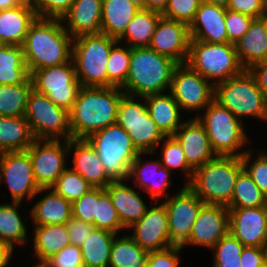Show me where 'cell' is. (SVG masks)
I'll return each instance as SVG.
<instances>
[{
  "mask_svg": "<svg viewBox=\"0 0 267 267\" xmlns=\"http://www.w3.org/2000/svg\"><path fill=\"white\" fill-rule=\"evenodd\" d=\"M30 267H44L42 264H33L32 266Z\"/></svg>",
  "mask_w": 267,
  "mask_h": 267,
  "instance_id": "obj_66",
  "label": "cell"
},
{
  "mask_svg": "<svg viewBox=\"0 0 267 267\" xmlns=\"http://www.w3.org/2000/svg\"><path fill=\"white\" fill-rule=\"evenodd\" d=\"M25 119L34 139H72L69 112L34 89L28 99Z\"/></svg>",
  "mask_w": 267,
  "mask_h": 267,
  "instance_id": "obj_11",
  "label": "cell"
},
{
  "mask_svg": "<svg viewBox=\"0 0 267 267\" xmlns=\"http://www.w3.org/2000/svg\"><path fill=\"white\" fill-rule=\"evenodd\" d=\"M44 267H84L81 249L75 245H67L59 253L51 256L43 264Z\"/></svg>",
  "mask_w": 267,
  "mask_h": 267,
  "instance_id": "obj_51",
  "label": "cell"
},
{
  "mask_svg": "<svg viewBox=\"0 0 267 267\" xmlns=\"http://www.w3.org/2000/svg\"><path fill=\"white\" fill-rule=\"evenodd\" d=\"M33 231V250L38 260L34 264H43L71 244L65 224L34 225Z\"/></svg>",
  "mask_w": 267,
  "mask_h": 267,
  "instance_id": "obj_31",
  "label": "cell"
},
{
  "mask_svg": "<svg viewBox=\"0 0 267 267\" xmlns=\"http://www.w3.org/2000/svg\"><path fill=\"white\" fill-rule=\"evenodd\" d=\"M124 94L120 87L82 86L69 111L72 139H87L92 133L115 124Z\"/></svg>",
  "mask_w": 267,
  "mask_h": 267,
  "instance_id": "obj_1",
  "label": "cell"
},
{
  "mask_svg": "<svg viewBox=\"0 0 267 267\" xmlns=\"http://www.w3.org/2000/svg\"><path fill=\"white\" fill-rule=\"evenodd\" d=\"M203 2L227 7L230 0H202Z\"/></svg>",
  "mask_w": 267,
  "mask_h": 267,
  "instance_id": "obj_60",
  "label": "cell"
},
{
  "mask_svg": "<svg viewBox=\"0 0 267 267\" xmlns=\"http://www.w3.org/2000/svg\"><path fill=\"white\" fill-rule=\"evenodd\" d=\"M181 246H171L164 250L152 251L148 253L146 265L147 267H180Z\"/></svg>",
  "mask_w": 267,
  "mask_h": 267,
  "instance_id": "obj_52",
  "label": "cell"
},
{
  "mask_svg": "<svg viewBox=\"0 0 267 267\" xmlns=\"http://www.w3.org/2000/svg\"><path fill=\"white\" fill-rule=\"evenodd\" d=\"M14 252L11 247L0 243V267H8Z\"/></svg>",
  "mask_w": 267,
  "mask_h": 267,
  "instance_id": "obj_57",
  "label": "cell"
},
{
  "mask_svg": "<svg viewBox=\"0 0 267 267\" xmlns=\"http://www.w3.org/2000/svg\"><path fill=\"white\" fill-rule=\"evenodd\" d=\"M244 245L230 233L222 237L213 250L212 267H241L240 256Z\"/></svg>",
  "mask_w": 267,
  "mask_h": 267,
  "instance_id": "obj_45",
  "label": "cell"
},
{
  "mask_svg": "<svg viewBox=\"0 0 267 267\" xmlns=\"http://www.w3.org/2000/svg\"><path fill=\"white\" fill-rule=\"evenodd\" d=\"M264 249H265V258H266V266H267V241L265 243Z\"/></svg>",
  "mask_w": 267,
  "mask_h": 267,
  "instance_id": "obj_65",
  "label": "cell"
},
{
  "mask_svg": "<svg viewBox=\"0 0 267 267\" xmlns=\"http://www.w3.org/2000/svg\"><path fill=\"white\" fill-rule=\"evenodd\" d=\"M240 260L241 267H265V249L264 247L244 246Z\"/></svg>",
  "mask_w": 267,
  "mask_h": 267,
  "instance_id": "obj_55",
  "label": "cell"
},
{
  "mask_svg": "<svg viewBox=\"0 0 267 267\" xmlns=\"http://www.w3.org/2000/svg\"><path fill=\"white\" fill-rule=\"evenodd\" d=\"M94 227L114 234H118L123 231V229L125 230L112 203L111 197L105 188H99V199L96 215L94 216Z\"/></svg>",
  "mask_w": 267,
  "mask_h": 267,
  "instance_id": "obj_44",
  "label": "cell"
},
{
  "mask_svg": "<svg viewBox=\"0 0 267 267\" xmlns=\"http://www.w3.org/2000/svg\"><path fill=\"white\" fill-rule=\"evenodd\" d=\"M2 182L7 184L12 202L36 199L40 187L34 178L27 151L0 153V184Z\"/></svg>",
  "mask_w": 267,
  "mask_h": 267,
  "instance_id": "obj_15",
  "label": "cell"
},
{
  "mask_svg": "<svg viewBox=\"0 0 267 267\" xmlns=\"http://www.w3.org/2000/svg\"><path fill=\"white\" fill-rule=\"evenodd\" d=\"M51 188L58 195L73 203L93 187L71 167H67Z\"/></svg>",
  "mask_w": 267,
  "mask_h": 267,
  "instance_id": "obj_43",
  "label": "cell"
},
{
  "mask_svg": "<svg viewBox=\"0 0 267 267\" xmlns=\"http://www.w3.org/2000/svg\"><path fill=\"white\" fill-rule=\"evenodd\" d=\"M161 18L162 15L159 12L139 9L127 25L124 34L117 41L121 45H125L122 42L126 40V45L131 48L148 47Z\"/></svg>",
  "mask_w": 267,
  "mask_h": 267,
  "instance_id": "obj_35",
  "label": "cell"
},
{
  "mask_svg": "<svg viewBox=\"0 0 267 267\" xmlns=\"http://www.w3.org/2000/svg\"><path fill=\"white\" fill-rule=\"evenodd\" d=\"M178 64L150 47L131 48V61L125 84L126 95L145 97L170 90L172 74Z\"/></svg>",
  "mask_w": 267,
  "mask_h": 267,
  "instance_id": "obj_3",
  "label": "cell"
},
{
  "mask_svg": "<svg viewBox=\"0 0 267 267\" xmlns=\"http://www.w3.org/2000/svg\"><path fill=\"white\" fill-rule=\"evenodd\" d=\"M255 18L226 9L225 26L228 35V43L236 44L248 31Z\"/></svg>",
  "mask_w": 267,
  "mask_h": 267,
  "instance_id": "obj_49",
  "label": "cell"
},
{
  "mask_svg": "<svg viewBox=\"0 0 267 267\" xmlns=\"http://www.w3.org/2000/svg\"><path fill=\"white\" fill-rule=\"evenodd\" d=\"M19 5L16 0H0V10L11 9Z\"/></svg>",
  "mask_w": 267,
  "mask_h": 267,
  "instance_id": "obj_59",
  "label": "cell"
},
{
  "mask_svg": "<svg viewBox=\"0 0 267 267\" xmlns=\"http://www.w3.org/2000/svg\"><path fill=\"white\" fill-rule=\"evenodd\" d=\"M229 233V209L225 205L204 204L198 212L189 239L181 246H199L211 250Z\"/></svg>",
  "mask_w": 267,
  "mask_h": 267,
  "instance_id": "obj_18",
  "label": "cell"
},
{
  "mask_svg": "<svg viewBox=\"0 0 267 267\" xmlns=\"http://www.w3.org/2000/svg\"><path fill=\"white\" fill-rule=\"evenodd\" d=\"M261 19L263 20L266 31H267V16H261Z\"/></svg>",
  "mask_w": 267,
  "mask_h": 267,
  "instance_id": "obj_64",
  "label": "cell"
},
{
  "mask_svg": "<svg viewBox=\"0 0 267 267\" xmlns=\"http://www.w3.org/2000/svg\"><path fill=\"white\" fill-rule=\"evenodd\" d=\"M251 147L241 157L243 168L258 188L267 196V152L259 149L254 156Z\"/></svg>",
  "mask_w": 267,
  "mask_h": 267,
  "instance_id": "obj_46",
  "label": "cell"
},
{
  "mask_svg": "<svg viewBox=\"0 0 267 267\" xmlns=\"http://www.w3.org/2000/svg\"><path fill=\"white\" fill-rule=\"evenodd\" d=\"M116 235L95 228L80 247L84 267H109L111 247Z\"/></svg>",
  "mask_w": 267,
  "mask_h": 267,
  "instance_id": "obj_36",
  "label": "cell"
},
{
  "mask_svg": "<svg viewBox=\"0 0 267 267\" xmlns=\"http://www.w3.org/2000/svg\"><path fill=\"white\" fill-rule=\"evenodd\" d=\"M21 5H34L35 0H16Z\"/></svg>",
  "mask_w": 267,
  "mask_h": 267,
  "instance_id": "obj_63",
  "label": "cell"
},
{
  "mask_svg": "<svg viewBox=\"0 0 267 267\" xmlns=\"http://www.w3.org/2000/svg\"><path fill=\"white\" fill-rule=\"evenodd\" d=\"M225 12L226 7L202 1L189 26L191 40L206 43H228Z\"/></svg>",
  "mask_w": 267,
  "mask_h": 267,
  "instance_id": "obj_24",
  "label": "cell"
},
{
  "mask_svg": "<svg viewBox=\"0 0 267 267\" xmlns=\"http://www.w3.org/2000/svg\"><path fill=\"white\" fill-rule=\"evenodd\" d=\"M203 111L196 117L205 127L213 152L217 156L242 157L247 151L242 148L249 140L251 143L244 122L215 100Z\"/></svg>",
  "mask_w": 267,
  "mask_h": 267,
  "instance_id": "obj_6",
  "label": "cell"
},
{
  "mask_svg": "<svg viewBox=\"0 0 267 267\" xmlns=\"http://www.w3.org/2000/svg\"><path fill=\"white\" fill-rule=\"evenodd\" d=\"M267 205V196L254 183L251 176L243 168L234 187L228 208H250Z\"/></svg>",
  "mask_w": 267,
  "mask_h": 267,
  "instance_id": "obj_40",
  "label": "cell"
},
{
  "mask_svg": "<svg viewBox=\"0 0 267 267\" xmlns=\"http://www.w3.org/2000/svg\"><path fill=\"white\" fill-rule=\"evenodd\" d=\"M117 42L102 33L73 39L72 60L82 86L107 87V61Z\"/></svg>",
  "mask_w": 267,
  "mask_h": 267,
  "instance_id": "obj_7",
  "label": "cell"
},
{
  "mask_svg": "<svg viewBox=\"0 0 267 267\" xmlns=\"http://www.w3.org/2000/svg\"><path fill=\"white\" fill-rule=\"evenodd\" d=\"M103 0H75L62 17L65 30L74 39L81 35L100 34Z\"/></svg>",
  "mask_w": 267,
  "mask_h": 267,
  "instance_id": "obj_25",
  "label": "cell"
},
{
  "mask_svg": "<svg viewBox=\"0 0 267 267\" xmlns=\"http://www.w3.org/2000/svg\"><path fill=\"white\" fill-rule=\"evenodd\" d=\"M34 140L25 116H0V153L26 151Z\"/></svg>",
  "mask_w": 267,
  "mask_h": 267,
  "instance_id": "obj_34",
  "label": "cell"
},
{
  "mask_svg": "<svg viewBox=\"0 0 267 267\" xmlns=\"http://www.w3.org/2000/svg\"><path fill=\"white\" fill-rule=\"evenodd\" d=\"M33 83L29 77L25 82L16 85H0V116H25Z\"/></svg>",
  "mask_w": 267,
  "mask_h": 267,
  "instance_id": "obj_39",
  "label": "cell"
},
{
  "mask_svg": "<svg viewBox=\"0 0 267 267\" xmlns=\"http://www.w3.org/2000/svg\"><path fill=\"white\" fill-rule=\"evenodd\" d=\"M73 38L61 19L40 18L31 24L22 45L28 72L72 60Z\"/></svg>",
  "mask_w": 267,
  "mask_h": 267,
  "instance_id": "obj_2",
  "label": "cell"
},
{
  "mask_svg": "<svg viewBox=\"0 0 267 267\" xmlns=\"http://www.w3.org/2000/svg\"><path fill=\"white\" fill-rule=\"evenodd\" d=\"M144 155L155 156L154 153H140L130 165L127 181H134V187L147 192L154 202L167 199L169 195L166 191L172 186L171 171L162 165L160 158L145 161Z\"/></svg>",
  "mask_w": 267,
  "mask_h": 267,
  "instance_id": "obj_19",
  "label": "cell"
},
{
  "mask_svg": "<svg viewBox=\"0 0 267 267\" xmlns=\"http://www.w3.org/2000/svg\"><path fill=\"white\" fill-rule=\"evenodd\" d=\"M226 9L258 19L261 18L262 0H230Z\"/></svg>",
  "mask_w": 267,
  "mask_h": 267,
  "instance_id": "obj_54",
  "label": "cell"
},
{
  "mask_svg": "<svg viewBox=\"0 0 267 267\" xmlns=\"http://www.w3.org/2000/svg\"><path fill=\"white\" fill-rule=\"evenodd\" d=\"M162 142L160 148L162 157H159L162 165L169 171L170 169L183 171L186 177L183 185H187L192 179L194 169L188 164L181 145L173 136H166Z\"/></svg>",
  "mask_w": 267,
  "mask_h": 267,
  "instance_id": "obj_42",
  "label": "cell"
},
{
  "mask_svg": "<svg viewBox=\"0 0 267 267\" xmlns=\"http://www.w3.org/2000/svg\"><path fill=\"white\" fill-rule=\"evenodd\" d=\"M261 16H267V0H262Z\"/></svg>",
  "mask_w": 267,
  "mask_h": 267,
  "instance_id": "obj_62",
  "label": "cell"
},
{
  "mask_svg": "<svg viewBox=\"0 0 267 267\" xmlns=\"http://www.w3.org/2000/svg\"><path fill=\"white\" fill-rule=\"evenodd\" d=\"M169 0H146V9L162 13Z\"/></svg>",
  "mask_w": 267,
  "mask_h": 267,
  "instance_id": "obj_58",
  "label": "cell"
},
{
  "mask_svg": "<svg viewBox=\"0 0 267 267\" xmlns=\"http://www.w3.org/2000/svg\"><path fill=\"white\" fill-rule=\"evenodd\" d=\"M139 9H146V0H130Z\"/></svg>",
  "mask_w": 267,
  "mask_h": 267,
  "instance_id": "obj_61",
  "label": "cell"
},
{
  "mask_svg": "<svg viewBox=\"0 0 267 267\" xmlns=\"http://www.w3.org/2000/svg\"><path fill=\"white\" fill-rule=\"evenodd\" d=\"M98 199L99 188H91L86 194L72 203V217L94 226Z\"/></svg>",
  "mask_w": 267,
  "mask_h": 267,
  "instance_id": "obj_48",
  "label": "cell"
},
{
  "mask_svg": "<svg viewBox=\"0 0 267 267\" xmlns=\"http://www.w3.org/2000/svg\"><path fill=\"white\" fill-rule=\"evenodd\" d=\"M243 169L241 157L216 156L194 169L187 186L205 203L227 206Z\"/></svg>",
  "mask_w": 267,
  "mask_h": 267,
  "instance_id": "obj_4",
  "label": "cell"
},
{
  "mask_svg": "<svg viewBox=\"0 0 267 267\" xmlns=\"http://www.w3.org/2000/svg\"><path fill=\"white\" fill-rule=\"evenodd\" d=\"M173 137L181 145L185 158L193 169L217 156L211 148L205 127L197 117L185 120Z\"/></svg>",
  "mask_w": 267,
  "mask_h": 267,
  "instance_id": "obj_23",
  "label": "cell"
},
{
  "mask_svg": "<svg viewBox=\"0 0 267 267\" xmlns=\"http://www.w3.org/2000/svg\"><path fill=\"white\" fill-rule=\"evenodd\" d=\"M29 77L22 46L0 45V85H16Z\"/></svg>",
  "mask_w": 267,
  "mask_h": 267,
  "instance_id": "obj_37",
  "label": "cell"
},
{
  "mask_svg": "<svg viewBox=\"0 0 267 267\" xmlns=\"http://www.w3.org/2000/svg\"><path fill=\"white\" fill-rule=\"evenodd\" d=\"M71 168L93 188H106L113 180L108 176L95 148L87 139H69ZM73 151V152H72Z\"/></svg>",
  "mask_w": 267,
  "mask_h": 267,
  "instance_id": "obj_22",
  "label": "cell"
},
{
  "mask_svg": "<svg viewBox=\"0 0 267 267\" xmlns=\"http://www.w3.org/2000/svg\"><path fill=\"white\" fill-rule=\"evenodd\" d=\"M214 100L242 122L244 117H252L267 123V100L249 70L215 84Z\"/></svg>",
  "mask_w": 267,
  "mask_h": 267,
  "instance_id": "obj_5",
  "label": "cell"
},
{
  "mask_svg": "<svg viewBox=\"0 0 267 267\" xmlns=\"http://www.w3.org/2000/svg\"><path fill=\"white\" fill-rule=\"evenodd\" d=\"M69 240L72 245L81 247L95 229V227L82 220L71 217V219L65 224Z\"/></svg>",
  "mask_w": 267,
  "mask_h": 267,
  "instance_id": "obj_53",
  "label": "cell"
},
{
  "mask_svg": "<svg viewBox=\"0 0 267 267\" xmlns=\"http://www.w3.org/2000/svg\"><path fill=\"white\" fill-rule=\"evenodd\" d=\"M138 10L130 0H103L101 33L118 40Z\"/></svg>",
  "mask_w": 267,
  "mask_h": 267,
  "instance_id": "obj_32",
  "label": "cell"
},
{
  "mask_svg": "<svg viewBox=\"0 0 267 267\" xmlns=\"http://www.w3.org/2000/svg\"><path fill=\"white\" fill-rule=\"evenodd\" d=\"M249 71L255 76L258 86L267 100V60L255 64Z\"/></svg>",
  "mask_w": 267,
  "mask_h": 267,
  "instance_id": "obj_56",
  "label": "cell"
},
{
  "mask_svg": "<svg viewBox=\"0 0 267 267\" xmlns=\"http://www.w3.org/2000/svg\"><path fill=\"white\" fill-rule=\"evenodd\" d=\"M147 111L165 136H173L185 121L181 119V108L172 94H152L145 96Z\"/></svg>",
  "mask_w": 267,
  "mask_h": 267,
  "instance_id": "obj_29",
  "label": "cell"
},
{
  "mask_svg": "<svg viewBox=\"0 0 267 267\" xmlns=\"http://www.w3.org/2000/svg\"><path fill=\"white\" fill-rule=\"evenodd\" d=\"M44 192L46 194L36 201L29 211L31 222L39 226L66 224L72 217V203L58 195L51 187L40 188L36 197Z\"/></svg>",
  "mask_w": 267,
  "mask_h": 267,
  "instance_id": "obj_27",
  "label": "cell"
},
{
  "mask_svg": "<svg viewBox=\"0 0 267 267\" xmlns=\"http://www.w3.org/2000/svg\"><path fill=\"white\" fill-rule=\"evenodd\" d=\"M75 0H35L34 10L37 17L62 19Z\"/></svg>",
  "mask_w": 267,
  "mask_h": 267,
  "instance_id": "obj_50",
  "label": "cell"
},
{
  "mask_svg": "<svg viewBox=\"0 0 267 267\" xmlns=\"http://www.w3.org/2000/svg\"><path fill=\"white\" fill-rule=\"evenodd\" d=\"M87 140L95 148L113 181H126L130 165L140 152L127 131L117 123L92 133Z\"/></svg>",
  "mask_w": 267,
  "mask_h": 267,
  "instance_id": "obj_9",
  "label": "cell"
},
{
  "mask_svg": "<svg viewBox=\"0 0 267 267\" xmlns=\"http://www.w3.org/2000/svg\"><path fill=\"white\" fill-rule=\"evenodd\" d=\"M191 35L189 25L162 17L148 47L177 64H185L189 54Z\"/></svg>",
  "mask_w": 267,
  "mask_h": 267,
  "instance_id": "obj_20",
  "label": "cell"
},
{
  "mask_svg": "<svg viewBox=\"0 0 267 267\" xmlns=\"http://www.w3.org/2000/svg\"><path fill=\"white\" fill-rule=\"evenodd\" d=\"M127 180L112 181L105 189L109 193L117 211L122 226L127 230L133 223L139 221L149 205L140 197L141 194L128 186Z\"/></svg>",
  "mask_w": 267,
  "mask_h": 267,
  "instance_id": "obj_26",
  "label": "cell"
},
{
  "mask_svg": "<svg viewBox=\"0 0 267 267\" xmlns=\"http://www.w3.org/2000/svg\"><path fill=\"white\" fill-rule=\"evenodd\" d=\"M229 209V233L244 246L264 247L267 241V205Z\"/></svg>",
  "mask_w": 267,
  "mask_h": 267,
  "instance_id": "obj_21",
  "label": "cell"
},
{
  "mask_svg": "<svg viewBox=\"0 0 267 267\" xmlns=\"http://www.w3.org/2000/svg\"><path fill=\"white\" fill-rule=\"evenodd\" d=\"M26 151L40 188H50L68 167V140L35 139Z\"/></svg>",
  "mask_w": 267,
  "mask_h": 267,
  "instance_id": "obj_14",
  "label": "cell"
},
{
  "mask_svg": "<svg viewBox=\"0 0 267 267\" xmlns=\"http://www.w3.org/2000/svg\"><path fill=\"white\" fill-rule=\"evenodd\" d=\"M158 203L152 201V206L147 208L144 216L127 229L133 230V233L128 235L147 252L174 246L170 241L166 207L163 202Z\"/></svg>",
  "mask_w": 267,
  "mask_h": 267,
  "instance_id": "obj_17",
  "label": "cell"
},
{
  "mask_svg": "<svg viewBox=\"0 0 267 267\" xmlns=\"http://www.w3.org/2000/svg\"><path fill=\"white\" fill-rule=\"evenodd\" d=\"M30 78L36 92L47 95L55 105L68 112L72 109L82 87L73 60L33 71Z\"/></svg>",
  "mask_w": 267,
  "mask_h": 267,
  "instance_id": "obj_12",
  "label": "cell"
},
{
  "mask_svg": "<svg viewBox=\"0 0 267 267\" xmlns=\"http://www.w3.org/2000/svg\"><path fill=\"white\" fill-rule=\"evenodd\" d=\"M235 48L245 70L267 60V31L261 18L252 21L248 31L236 42Z\"/></svg>",
  "mask_w": 267,
  "mask_h": 267,
  "instance_id": "obj_30",
  "label": "cell"
},
{
  "mask_svg": "<svg viewBox=\"0 0 267 267\" xmlns=\"http://www.w3.org/2000/svg\"><path fill=\"white\" fill-rule=\"evenodd\" d=\"M131 47H121L117 42L111 49L107 61V87H122L129 72Z\"/></svg>",
  "mask_w": 267,
  "mask_h": 267,
  "instance_id": "obj_41",
  "label": "cell"
},
{
  "mask_svg": "<svg viewBox=\"0 0 267 267\" xmlns=\"http://www.w3.org/2000/svg\"><path fill=\"white\" fill-rule=\"evenodd\" d=\"M202 0H169L162 17L190 26Z\"/></svg>",
  "mask_w": 267,
  "mask_h": 267,
  "instance_id": "obj_47",
  "label": "cell"
},
{
  "mask_svg": "<svg viewBox=\"0 0 267 267\" xmlns=\"http://www.w3.org/2000/svg\"><path fill=\"white\" fill-rule=\"evenodd\" d=\"M113 240L109 258V267H144L148 253L142 249L128 234Z\"/></svg>",
  "mask_w": 267,
  "mask_h": 267,
  "instance_id": "obj_38",
  "label": "cell"
},
{
  "mask_svg": "<svg viewBox=\"0 0 267 267\" xmlns=\"http://www.w3.org/2000/svg\"><path fill=\"white\" fill-rule=\"evenodd\" d=\"M21 202L0 204V243L11 247L22 246L28 243L27 225L18 211Z\"/></svg>",
  "mask_w": 267,
  "mask_h": 267,
  "instance_id": "obj_33",
  "label": "cell"
},
{
  "mask_svg": "<svg viewBox=\"0 0 267 267\" xmlns=\"http://www.w3.org/2000/svg\"><path fill=\"white\" fill-rule=\"evenodd\" d=\"M168 214L170 241L182 246L188 239L198 212L205 204L187 185L162 201Z\"/></svg>",
  "mask_w": 267,
  "mask_h": 267,
  "instance_id": "obj_16",
  "label": "cell"
},
{
  "mask_svg": "<svg viewBox=\"0 0 267 267\" xmlns=\"http://www.w3.org/2000/svg\"><path fill=\"white\" fill-rule=\"evenodd\" d=\"M169 92L182 111L191 113L197 111L194 117L200 112L202 114V111L214 100V85L186 63L175 67Z\"/></svg>",
  "mask_w": 267,
  "mask_h": 267,
  "instance_id": "obj_13",
  "label": "cell"
},
{
  "mask_svg": "<svg viewBox=\"0 0 267 267\" xmlns=\"http://www.w3.org/2000/svg\"><path fill=\"white\" fill-rule=\"evenodd\" d=\"M116 123L127 131L140 153L156 154L166 137L150 117L145 97L124 94L119 103Z\"/></svg>",
  "mask_w": 267,
  "mask_h": 267,
  "instance_id": "obj_10",
  "label": "cell"
},
{
  "mask_svg": "<svg viewBox=\"0 0 267 267\" xmlns=\"http://www.w3.org/2000/svg\"><path fill=\"white\" fill-rule=\"evenodd\" d=\"M37 15L33 5L0 10V45L22 46Z\"/></svg>",
  "mask_w": 267,
  "mask_h": 267,
  "instance_id": "obj_28",
  "label": "cell"
},
{
  "mask_svg": "<svg viewBox=\"0 0 267 267\" xmlns=\"http://www.w3.org/2000/svg\"><path fill=\"white\" fill-rule=\"evenodd\" d=\"M186 64L213 85L241 74L235 44L191 40Z\"/></svg>",
  "mask_w": 267,
  "mask_h": 267,
  "instance_id": "obj_8",
  "label": "cell"
}]
</instances>
